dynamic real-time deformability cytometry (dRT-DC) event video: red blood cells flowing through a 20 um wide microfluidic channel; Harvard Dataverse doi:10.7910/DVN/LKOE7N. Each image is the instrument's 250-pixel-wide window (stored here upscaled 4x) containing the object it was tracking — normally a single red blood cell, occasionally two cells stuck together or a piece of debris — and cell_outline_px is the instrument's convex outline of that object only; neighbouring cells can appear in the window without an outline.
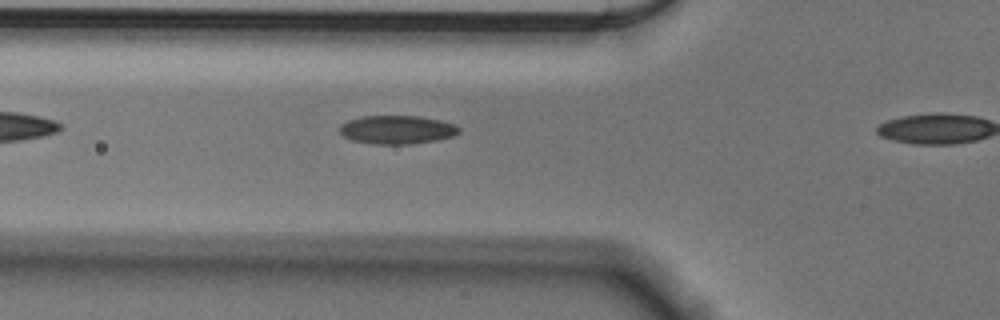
{"species": "Egyptian fruit bat (a non-hibernating species)", "species_latin": "Rousettus aegyptiacus", "temperature_condition": "cold", "stored_images_in_passage": 4, "camera_frame_rate_fps": 3000, "um_per_image_px": 0.085, "animal": {"sex": "male"}, "frame": {"image": 1, "passage_image": 3, "time_ms": 0.667, "image_size_px": [1000, 320], "cell_outline_px": [[460, 132], [452, 136], [436, 140], [408, 144], [372, 144], [352, 140], [344, 136], [340, 132], [340, 124], [348, 120], [364, 116], [420, 116], [440, 120], [456, 124], [460, 128]], "centroid_in_image_um": [33.75, 11.02], "position_along_channel_um": 92.0, "area_um2": 19.83}}